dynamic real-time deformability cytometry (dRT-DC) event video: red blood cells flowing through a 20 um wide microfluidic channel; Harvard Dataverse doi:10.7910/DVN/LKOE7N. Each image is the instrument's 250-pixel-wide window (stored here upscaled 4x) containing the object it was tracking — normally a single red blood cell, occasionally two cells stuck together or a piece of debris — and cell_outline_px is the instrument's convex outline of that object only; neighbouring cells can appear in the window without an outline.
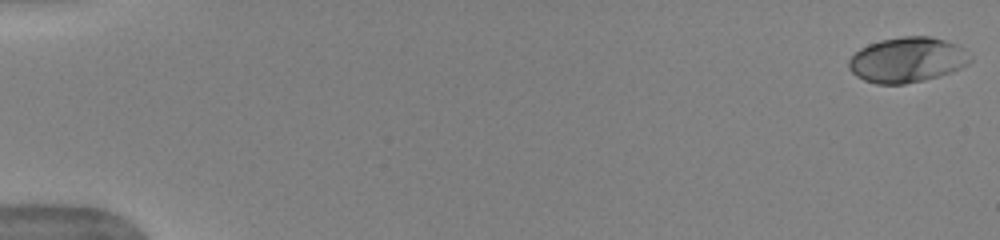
{"species": "human", "species_latin": "Homo sapiens", "temperature_condition": "warm", "stored_images_in_passage": 52, "camera_frame_rate_fps": 3000, "um_per_image_px": 0.085, "donor": {"sex": "female"}, "frame": {"image": 1, "passage_image": 1, "time_ms": 0.0, "image_size_px": [1000, 240], "cell_outline_px": [[972, 60], [968, 64], [952, 72], [924, 80], [904, 84], [876, 84], [864, 80], [856, 76], [848, 68], [848, 60], [860, 48], [868, 44], [880, 40], [904, 36], [928, 36], [944, 40], [956, 44], [972, 56]], "centroid_in_image_um": [77.1, 5.09], "position_along_channel_um": 7.9, "area_um2": 32.02}}
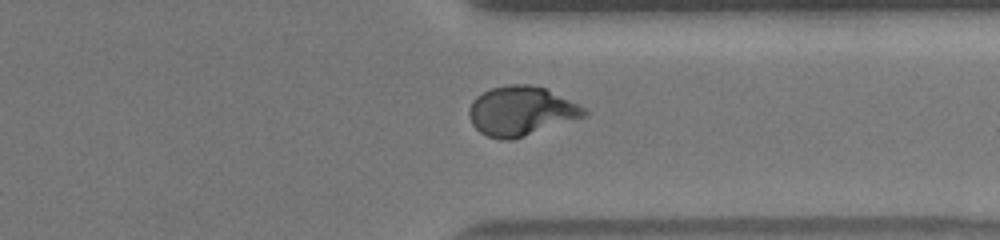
{"frame": {"image": 2, "passage_image": 41, "time_ms": 13.333, "image_size_px": [1000, 240], "cell_outline_px": [[588, 112], [584, 116], [512, 140], [500, 140], [488, 136], [480, 132], [472, 124], [468, 116], [468, 108], [472, 100], [476, 96], [492, 88], [508, 84], [532, 84], [544, 88], [584, 108]], "centroid_in_image_um": [44.21, 9.44], "position_along_channel_um": 367.2, "area_um2": 32.66}}
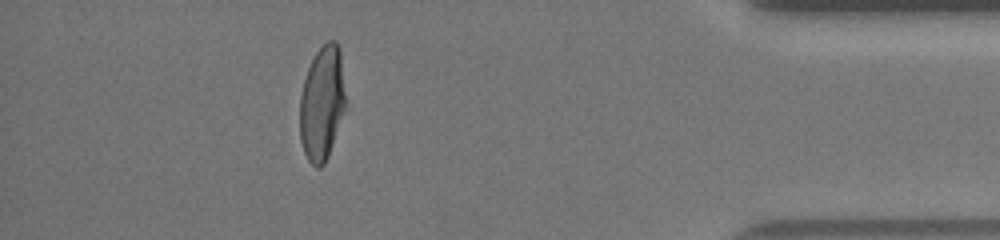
{"frame": {"image": 3, "passage_image": 47, "time_ms": 15.333, "image_size_px": [1000, 240], "cell_outline_px": [[348, 108], [328, 156], [324, 164], [320, 168], [316, 168], [308, 160], [304, 152], [300, 140], [300, 96], [304, 80], [308, 68], [316, 52], [328, 40], [336, 40], [340, 48]], "centroid_in_image_um": [27.42, 8.79], "position_along_channel_um": 407.8, "area_um2": 31.33}, "authors_computed_cell_mechanics": {"area_um2": 31.2698, "velocity_mm_per_s": 3.9655, "shape_relaxation_time_tau1_ms": 4.2052, "shape_relaxation_time_tau2_ms": null, "deformation_change_tau1": 0.206, "deformation_change_tau2": null}}